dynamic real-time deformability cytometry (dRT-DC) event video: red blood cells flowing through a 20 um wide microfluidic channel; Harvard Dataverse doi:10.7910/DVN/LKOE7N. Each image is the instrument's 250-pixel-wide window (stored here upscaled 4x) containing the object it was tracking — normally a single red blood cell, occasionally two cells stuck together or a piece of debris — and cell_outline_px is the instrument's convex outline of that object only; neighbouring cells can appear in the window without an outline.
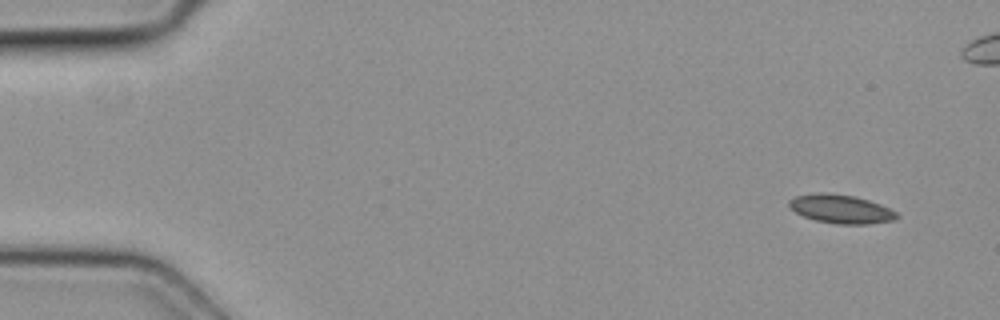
{"species": "common noctule bat (a hibernating species)", "species_latin": "Nyctalus noctula", "temperature_condition": "cold", "stored_images_in_passage": 6, "camera_frame_rate_fps": 3000, "um_per_image_px": 0.085, "animal": {"sex": "female", "body_mass_g": 19.3, "forearm_length_mm": 54.1}, "frame": {"image": 1, "passage_image": 1, "time_ms": 0.0, "image_size_px": [1000, 320], "cell_outline_px": [[900, 216], [896, 220], [868, 224], [836, 224], [816, 220], [804, 216], [796, 212], [788, 204], [788, 200], [796, 196], [816, 192], [824, 192], [856, 196], [880, 204], [896, 212]], "centroid_in_image_um": [71.49, 17.76], "position_along_channel_um": 13.5, "area_um2": 18.03}}
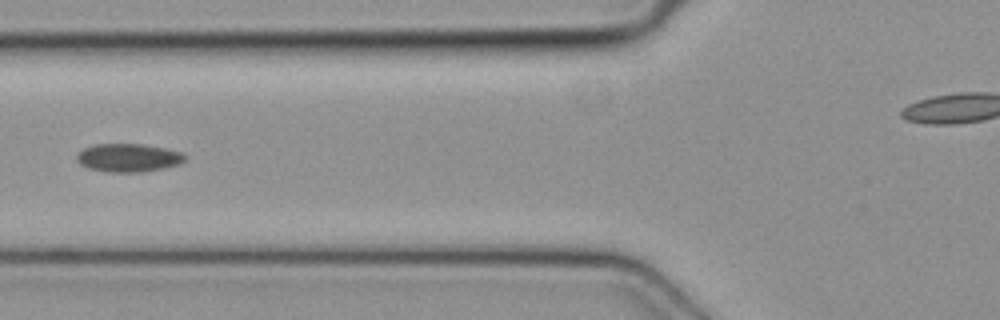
{"frame": {"image": 2, "passage_image": 6, "time_ms": 1.667, "image_size_px": [1000, 320], "cell_outline_px": [[184, 160], [180, 164], [140, 172], [112, 172], [88, 168], [80, 164], [76, 160], [76, 156], [84, 148], [96, 144], [144, 144], [184, 152]], "centroid_in_image_um": [10.9, 13.4], "position_along_channel_um": 114.9, "area_um2": 17.63}}